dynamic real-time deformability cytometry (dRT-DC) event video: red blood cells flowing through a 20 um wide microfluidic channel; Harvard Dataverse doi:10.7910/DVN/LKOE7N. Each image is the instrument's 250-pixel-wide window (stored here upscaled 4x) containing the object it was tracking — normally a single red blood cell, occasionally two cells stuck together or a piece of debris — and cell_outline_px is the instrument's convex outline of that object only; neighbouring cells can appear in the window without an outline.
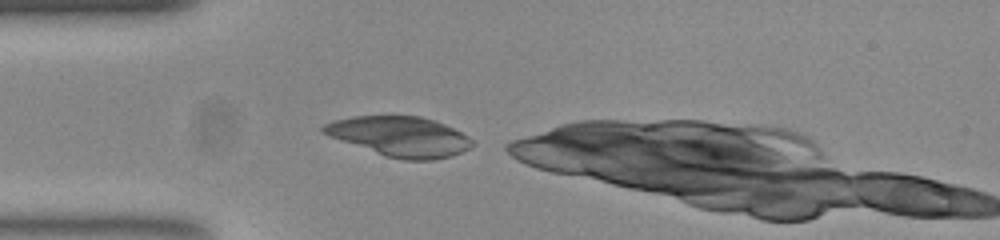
{"species": "common noctule bat (a hibernating species)", "species_latin": "Nyctalus noctula", "temperature_condition": "room temperature", "stored_images_in_passage": 8, "camera_frame_rate_fps": 3000, "um_per_image_px": 0.085, "animal": {"sex": "female", "body_mass_g": 23.0, "forearm_length_mm": 53.4}, "frame": {"image": 1, "passage_image": 1, "time_ms": 0.0, "image_size_px": [1000, 240], "cell_outline_px": [[472, 144], [468, 148], [460, 152], [448, 156], [428, 160], [404, 160], [388, 156], [332, 136], [324, 132], [320, 128], [324, 124], [332, 120], [352, 116], [392, 112], [420, 116], [436, 120], [468, 136], [472, 140]], "centroid_in_image_um": [33.98, 11.52], "position_along_channel_um": 51.0, "area_um2": 34.68}}
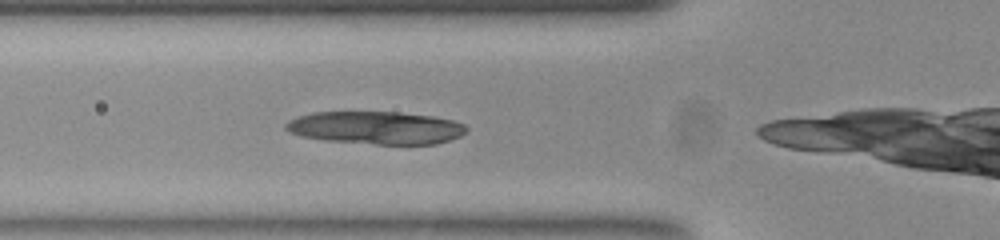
{"frame": {"image": 2, "passage_image": 5, "time_ms": 1.333, "image_size_px": [1000, 240], "cell_outline_px": [[468, 128], [460, 136], [436, 144], [376, 144], [328, 140], [304, 136], [292, 132], [284, 128], [284, 124], [288, 120], [312, 112], [400, 112], [432, 116], [452, 120], [464, 124]], "centroid_in_image_um": [31.97, 10.85], "position_along_channel_um": 93.8, "area_um2": 34.16}}